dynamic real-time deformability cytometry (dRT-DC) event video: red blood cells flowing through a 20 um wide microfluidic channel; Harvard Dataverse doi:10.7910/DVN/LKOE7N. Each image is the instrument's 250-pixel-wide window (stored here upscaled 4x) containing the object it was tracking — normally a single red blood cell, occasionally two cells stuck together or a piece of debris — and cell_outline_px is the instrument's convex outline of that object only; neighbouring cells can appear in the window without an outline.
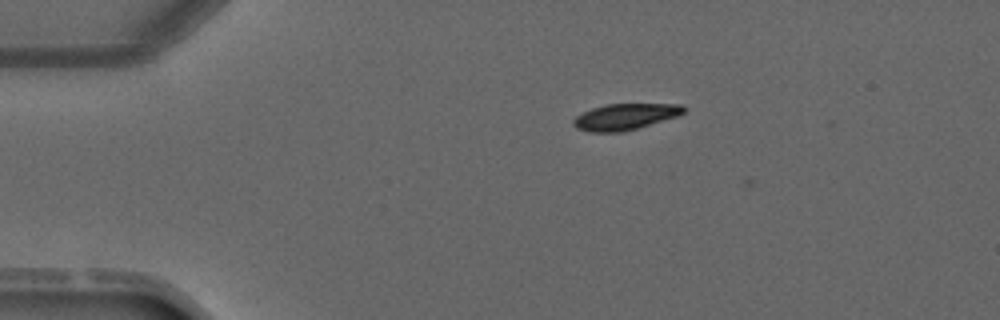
{"species": "common noctule bat (a hibernating species)", "species_latin": "Nyctalus noctula", "temperature_condition": "warm", "stored_images_in_passage": 3, "camera_frame_rate_fps": 3000, "um_per_image_px": 0.085, "animal": {"sex": "male", "forearm_length_mm": 52.5}, "frame": {"image": 1, "passage_image": 2, "time_ms": 1.333, "image_size_px": [1000, 320], "cell_outline_px": [[688, 108], [684, 112], [676, 116], [636, 128], [620, 132], [588, 132], [576, 128], [572, 124], [572, 120], [576, 116], [592, 108], [608, 104], [684, 104]], "centroid_in_image_um": [53.11, 9.91], "position_along_channel_um": 31.9, "area_um2": 16.7}}